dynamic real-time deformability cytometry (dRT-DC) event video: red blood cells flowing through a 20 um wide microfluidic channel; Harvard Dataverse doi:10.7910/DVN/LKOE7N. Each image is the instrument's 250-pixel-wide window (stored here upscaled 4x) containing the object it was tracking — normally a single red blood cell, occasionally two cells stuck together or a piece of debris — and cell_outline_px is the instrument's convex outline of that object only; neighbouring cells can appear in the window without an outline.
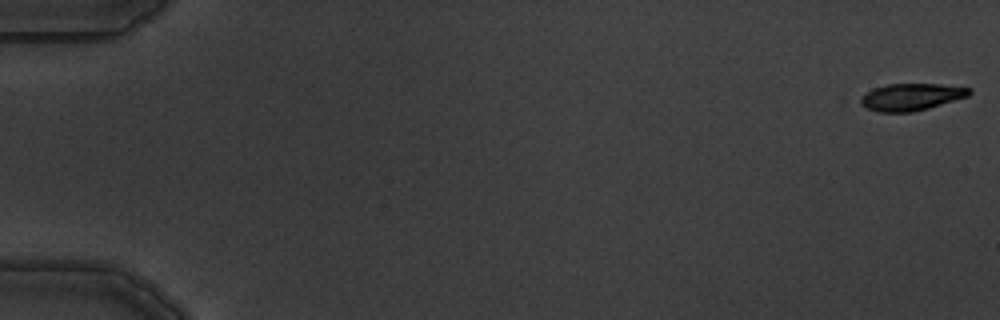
{"species": "common noctule bat (a hibernating species)", "species_latin": "Nyctalus noctula", "temperature_condition": "warm", "stored_images_in_passage": 4, "camera_frame_rate_fps": 3000, "um_per_image_px": 0.085, "animal": {"sex": "male", "body_mass_g": 19.5, "forearm_length_mm": 54.6}, "frame": {"image": 1, "passage_image": 1, "time_ms": 0.0, "image_size_px": [1000, 320], "cell_outline_px": [[972, 92], [968, 96], [928, 108], [912, 112], [880, 112], [868, 108], [860, 104], [856, 100], [872, 88], [888, 84], [940, 84], [972, 88]], "centroid_in_image_um": [77.42, 8.23], "position_along_channel_um": 7.6, "area_um2": 17.17}}